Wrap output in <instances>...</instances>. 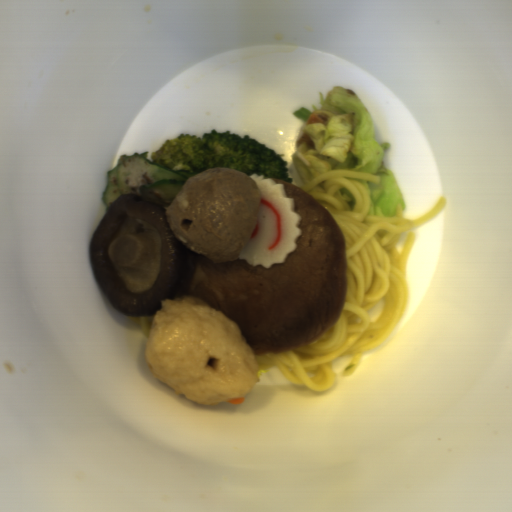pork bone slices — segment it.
<instances>
[{
    "mask_svg": "<svg viewBox=\"0 0 512 512\" xmlns=\"http://www.w3.org/2000/svg\"><path fill=\"white\" fill-rule=\"evenodd\" d=\"M295 199L302 235L285 263L212 262L188 246L182 281L172 299H201L234 321L254 356L308 345L339 320L347 290V241L333 215L305 190L276 178Z\"/></svg>",
    "mask_w": 512,
    "mask_h": 512,
    "instance_id": "obj_1",
    "label": "pork bone slices"
}]
</instances>
